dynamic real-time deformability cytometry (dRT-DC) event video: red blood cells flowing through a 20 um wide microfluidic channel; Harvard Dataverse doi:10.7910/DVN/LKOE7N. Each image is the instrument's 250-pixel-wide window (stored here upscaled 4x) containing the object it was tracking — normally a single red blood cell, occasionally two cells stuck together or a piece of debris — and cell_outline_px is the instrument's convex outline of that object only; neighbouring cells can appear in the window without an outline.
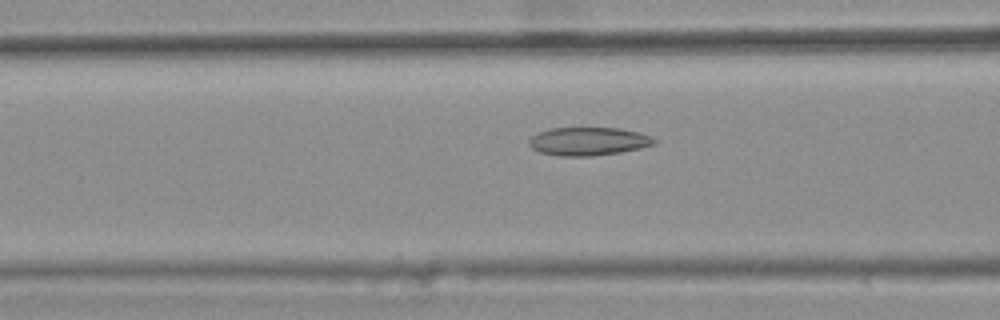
{"species": "common noctule bat (a hibernating species)", "species_latin": "Nyctalus noctula", "temperature_condition": "warm", "stored_images_in_passage": 48, "camera_frame_rate_fps": 3000, "um_per_image_px": 0.085, "animal": {"sex": "female", "body_mass_g": 25.1}, "frame": {"image": 1, "passage_image": 21, "time_ms": 6.667, "image_size_px": [1000, 320], "cell_outline_px": [[656, 144], [640, 148], [620, 152], [592, 156], [560, 156], [540, 152], [532, 148], [528, 144], [528, 140], [532, 136], [548, 128], [620, 128], [640, 132], [652, 136], [656, 140]], "centroid_in_image_um": [50.03, 12.01], "position_along_channel_um": 116.6, "area_um2": 20.69}}
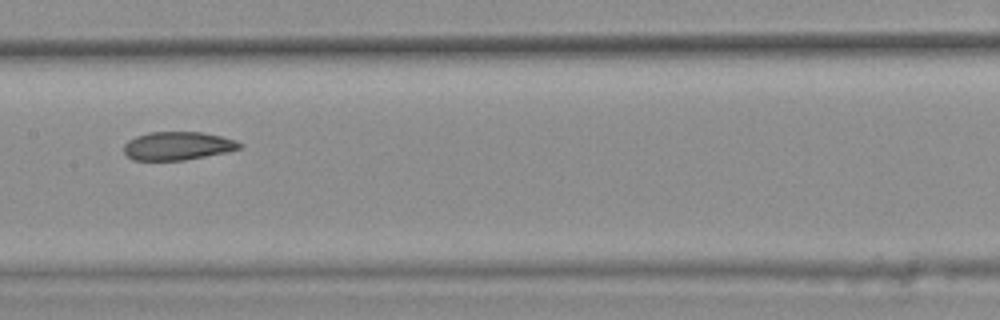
{"frame": {"image": 2, "passage_image": 27, "time_ms": 8.667, "image_size_px": [1000, 320], "cell_outline_px": [[244, 144], [240, 148], [228, 152], [184, 160], [132, 160], [124, 152], [124, 144], [128, 140], [136, 136], [148, 132], [200, 132], [220, 136], [236, 140]], "centroid_in_image_um": [15.1, 12.4], "position_along_channel_um": 192.3, "area_um2": 19.13}}
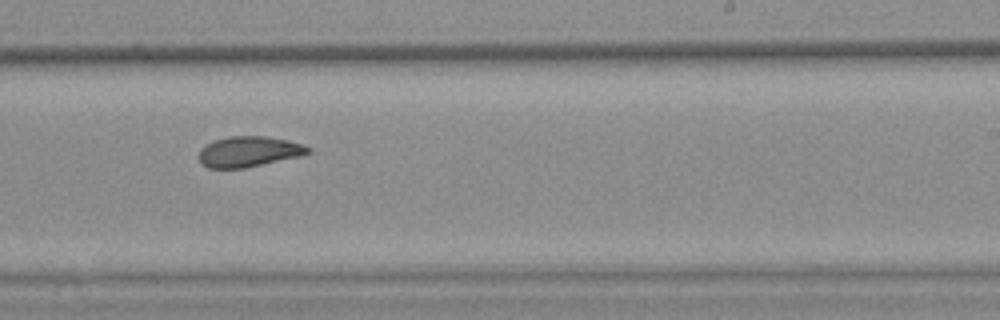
{"frame": {"image": 3, "passage_image": 33, "time_ms": 10.667, "image_size_px": [1000, 320], "cell_outline_px": [[312, 152], [300, 156], [244, 168], [208, 168], [200, 164], [200, 148], [212, 140], [228, 136], [264, 136], [288, 140], [304, 144], [312, 148]], "centroid_in_image_um": [21.16, 12.88], "position_along_channel_um": 267.8, "area_um2": 19.59}, "authors_computed_cell_mechanics": {"area_um2": 20.2589, "velocity_mm_per_s": 3.7875, "shape_relaxation_time_tau1_ms": null, "shape_relaxation_time_tau2_ms": 2.8096, "deformation_change_tau1": null, "deformation_change_tau2": 0.0822}}